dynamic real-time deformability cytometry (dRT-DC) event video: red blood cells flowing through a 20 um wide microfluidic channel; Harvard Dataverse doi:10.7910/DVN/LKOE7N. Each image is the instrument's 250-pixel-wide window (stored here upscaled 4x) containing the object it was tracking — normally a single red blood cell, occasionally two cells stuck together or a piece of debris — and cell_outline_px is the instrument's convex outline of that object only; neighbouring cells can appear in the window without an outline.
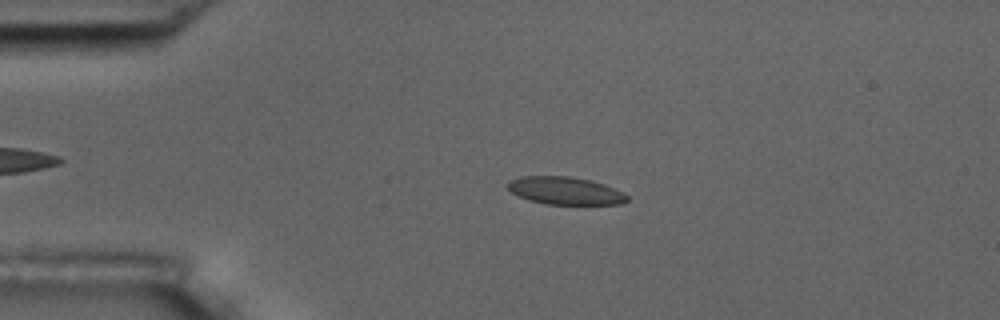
{"species": "common noctule bat (a hibernating species)", "species_latin": "Nyctalus noctula", "temperature_condition": "room temperature", "stored_images_in_passage": 55, "camera_frame_rate_fps": 3000, "um_per_image_px": 0.085, "animal": {"sex": "male", "body_mass_g": 17.5, "forearm_length_mm": 52.3}, "frame": {"image": 1, "passage_image": 12, "time_ms": 3.667, "image_size_px": [1000, 320], "cell_outline_px": [[628, 200], [620, 204], [544, 204], [528, 200], [512, 192], [504, 184], [508, 180], [520, 176], [568, 176], [592, 180], [604, 184], [628, 196]], "centroid_in_image_um": [47.98, 16.2], "position_along_channel_um": 37.0, "area_um2": 19.25}}
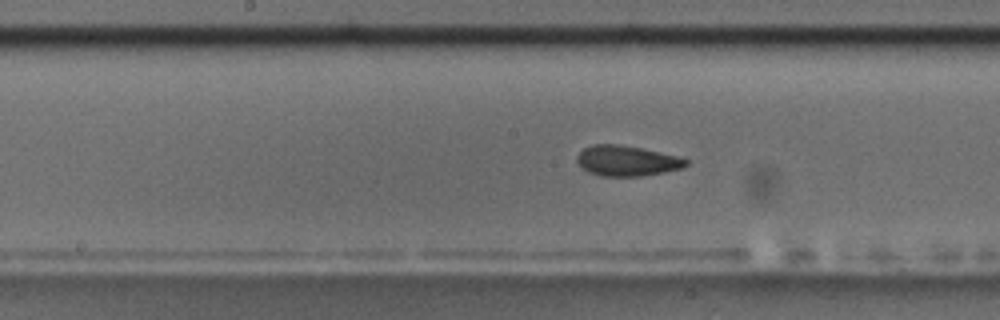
{"frame": {"image": 2, "passage_image": 28, "time_ms": 9.0, "image_size_px": [1000, 320], "cell_outline_px": [[688, 164], [684, 168], [664, 172], [640, 176], [600, 176], [588, 172], [580, 168], [576, 160], [576, 156], [584, 148], [592, 144], [616, 144], [640, 148], [676, 156], [688, 160]], "centroid_in_image_um": [53.23, 13.68], "position_along_channel_um": 195.0, "area_um2": 19.31}}
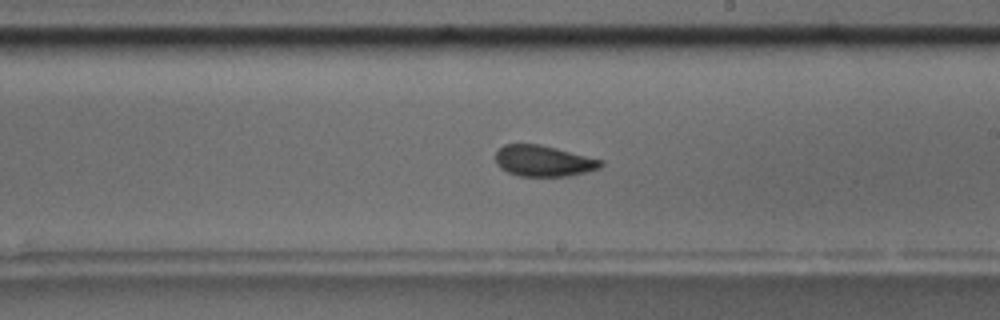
{"frame": {"image": 3, "passage_image": 32, "time_ms": 10.333, "image_size_px": [1000, 320], "cell_outline_px": [[604, 164], [600, 168], [588, 172], [568, 176], [520, 176], [508, 172], [500, 168], [496, 164], [496, 152], [504, 144], [540, 144], [556, 148], [600, 160]], "centroid_in_image_um": [46.17, 13.68], "position_along_channel_um": 242.8, "area_um2": 18.9}, "authors_computed_cell_mechanics": {"area_um2": 19.363, "velocity_mm_per_s": 3.6104, "shape_relaxation_time_tau1_ms": null, "shape_relaxation_time_tau2_ms": 2.3605, "deformation_change_tau1": null, "deformation_change_tau2": 0.0888}}